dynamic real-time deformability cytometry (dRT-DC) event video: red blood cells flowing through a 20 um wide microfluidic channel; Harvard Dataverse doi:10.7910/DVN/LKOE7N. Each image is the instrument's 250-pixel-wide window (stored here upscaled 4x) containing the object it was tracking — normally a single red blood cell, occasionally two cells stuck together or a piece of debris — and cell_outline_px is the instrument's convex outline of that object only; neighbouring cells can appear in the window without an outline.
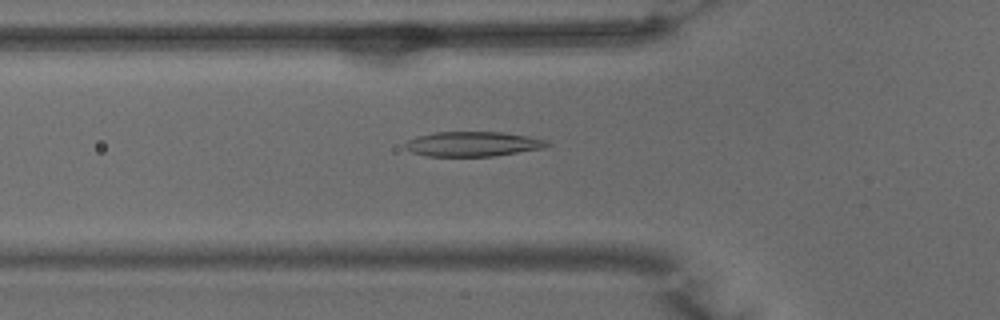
{"species": "common noctule bat (a hibernating species)", "species_latin": "Nyctalus noctula", "temperature_condition": "warm", "stored_images_in_passage": 48, "camera_frame_rate_fps": 3000, "um_per_image_px": 0.085, "animal": {"sex": "male", "body_mass_g": 15.6}, "frame": {"image": 1, "passage_image": 14, "time_ms": 4.333, "image_size_px": [1000, 320], "cell_outline_px": [[552, 144], [544, 148], [496, 156], [428, 156], [412, 152], [404, 148], [404, 144], [408, 140], [420, 136], [436, 132], [500, 132], [528, 136], [548, 140]], "centroid_in_image_um": [40.24, 12.24], "position_along_channel_um": 85.6, "area_um2": 20.52}}
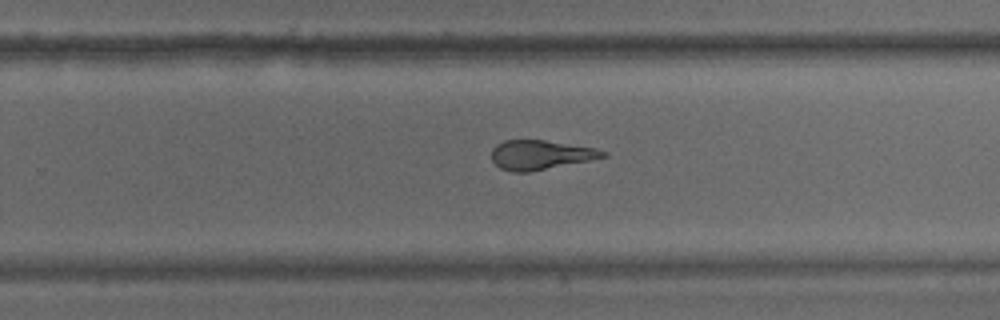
{"frame": {"image": 2, "passage_image": 29, "time_ms": 9.333, "image_size_px": [1000, 320], "cell_outline_px": [[608, 156], [528, 172], [512, 172], [500, 168], [492, 160], [492, 148], [496, 144], [504, 140], [544, 140], [592, 148], [608, 152]], "centroid_in_image_um": [45.89, 13.16], "position_along_channel_um": 283.9, "area_um2": 18.73}}
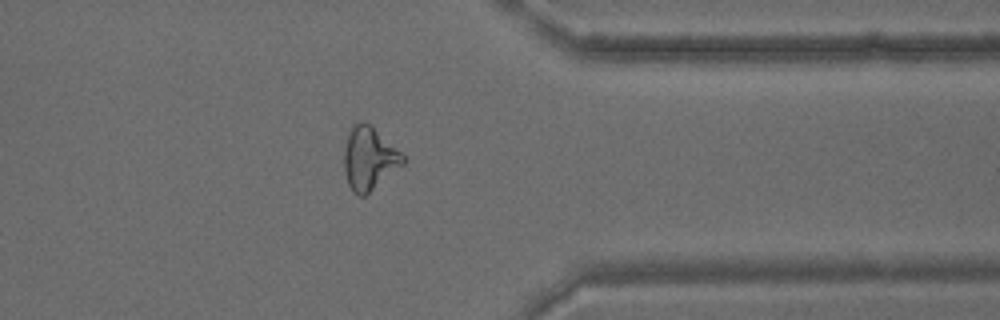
{"frame": {"image": 3, "passage_image": 37, "time_ms": 12.0, "image_size_px": [1000, 320], "cell_outline_px": [[408, 160], [404, 164], [364, 196], [360, 196], [352, 192], [348, 184], [344, 172], [344, 148], [352, 124], [372, 124]], "centroid_in_image_um": [31.38, 13.48], "position_along_channel_um": 380.0, "area_um2": 21.44}, "authors_computed_cell_mechanics": {"area_um2": 21.2704, "velocity_mm_per_s": 3.953, "shape_relaxation_time_tau1_ms": 7.5961, "shape_relaxation_time_tau2_ms": 1.8644, "deformation_change_tau1": 0.227, "deformation_change_tau2": 0.1163}}